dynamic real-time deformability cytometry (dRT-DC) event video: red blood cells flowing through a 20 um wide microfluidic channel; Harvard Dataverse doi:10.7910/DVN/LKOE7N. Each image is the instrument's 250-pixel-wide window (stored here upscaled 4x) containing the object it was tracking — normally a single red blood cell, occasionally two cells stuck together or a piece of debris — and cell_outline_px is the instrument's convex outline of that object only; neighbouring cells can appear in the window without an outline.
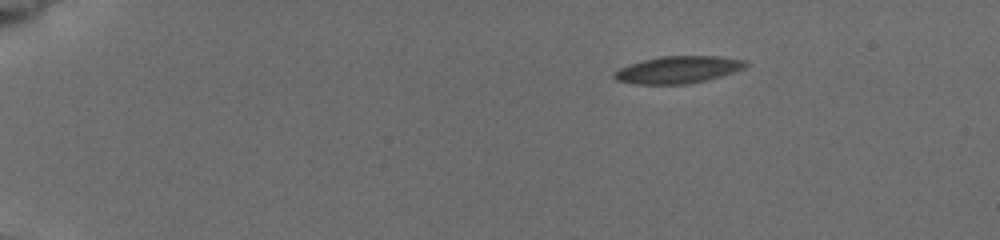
{"species": "common noctule bat (a hibernating species)", "species_latin": "Nyctalus noctula", "temperature_condition": "cold", "stored_images_in_passage": 37, "camera_frame_rate_fps": 3000, "um_per_image_px": 0.085, "animal": {"sex": "female", "body_mass_g": 19.5, "forearm_length_mm": 54.1}, "frame": {"image": 1, "passage_image": 1, "time_ms": 0.0, "image_size_px": [1000, 240], "cell_outline_px": [[748, 64], [744, 68], [720, 76], [704, 80], [684, 84], [640, 84], [616, 80], [612, 76], [620, 68], [644, 60], [660, 56], [716, 56], [744, 60]], "centroid_in_image_um": [57.63, 5.92], "position_along_channel_um": 27.4, "area_um2": 20.29}}
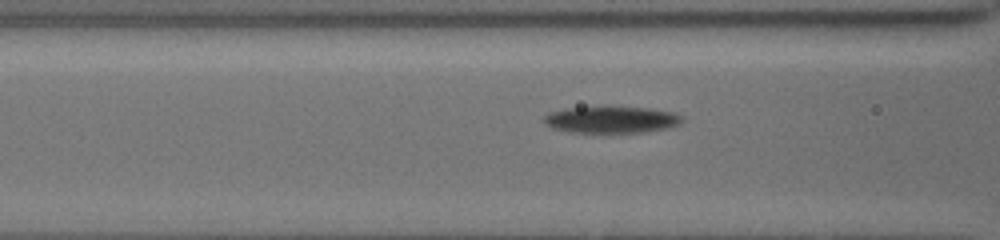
{"frame": {"image": 2, "passage_image": 26, "time_ms": 5.0, "image_size_px": [1000, 240], "cell_outline_px": [[684, 120], [680, 124], [668, 128], [644, 132], [568, 132], [552, 128], [544, 124], [544, 116], [548, 112], [568, 108], [648, 108], [676, 112], [684, 116]], "centroid_in_image_um": [52.0, 10.18], "position_along_channel_um": 114.6, "area_um2": 21.33}}
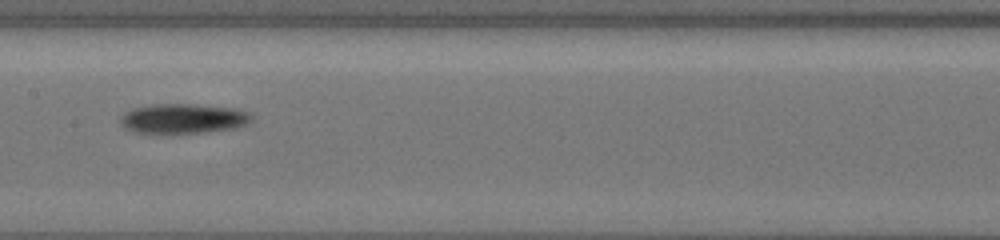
{"frame": {"image": 3, "passage_image": 36, "time_ms": 7.0, "image_size_px": [1000, 240], "cell_outline_px": [[252, 116], [244, 124], [232, 128], [204, 132], [168, 136], [136, 132], [128, 128], [120, 120], [120, 116], [124, 112], [132, 108], [152, 104], [196, 104], [236, 108], [248, 112]], "centroid_in_image_um": [15.5, 10.1], "position_along_channel_um": 191.9, "area_um2": 23.18}}